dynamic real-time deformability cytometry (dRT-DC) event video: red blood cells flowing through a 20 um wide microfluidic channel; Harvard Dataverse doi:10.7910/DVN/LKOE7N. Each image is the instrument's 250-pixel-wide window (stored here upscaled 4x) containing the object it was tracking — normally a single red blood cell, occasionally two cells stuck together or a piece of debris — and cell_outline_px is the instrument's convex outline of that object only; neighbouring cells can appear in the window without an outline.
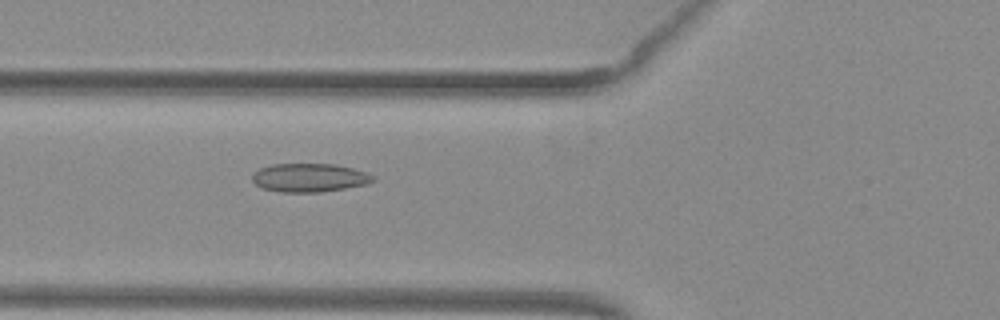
{"species": "common noctule bat (a hibernating species)", "species_latin": "Nyctalus noctula", "temperature_condition": "warm", "stored_images_in_passage": 45, "camera_frame_rate_fps": 3000, "um_per_image_px": 0.085, "animal": {"sex": "female", "body_mass_g": 29.2, "forearm_length_mm": 56.3}, "frame": {"image": 1, "passage_image": 13, "time_ms": 4.0, "image_size_px": [1000, 320], "cell_outline_px": [[376, 180], [368, 184], [320, 192], [280, 192], [260, 188], [252, 180], [252, 172], [260, 168], [272, 164], [336, 164], [352, 168], [376, 176]], "centroid_in_image_um": [26.29, 15.1], "position_along_channel_um": 99.5, "area_um2": 20.23}}
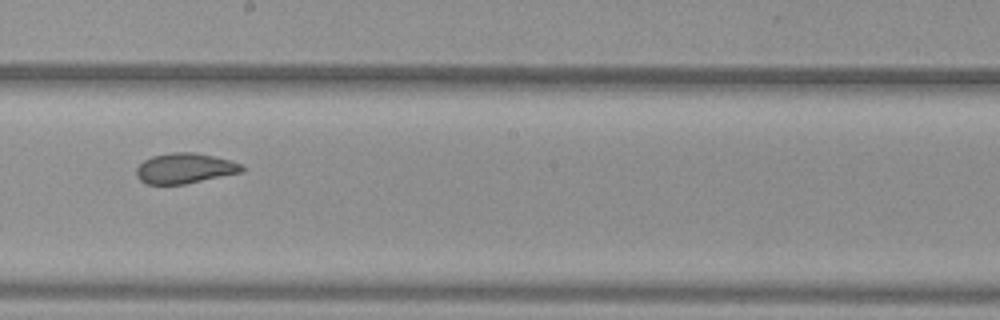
{"frame": {"image": 2, "passage_image": 23, "time_ms": 7.333, "image_size_px": [1000, 320], "cell_outline_px": [[244, 172], [184, 184], [144, 184], [136, 176], [136, 168], [144, 160], [152, 156], [172, 152], [196, 152], [232, 160], [244, 164]], "centroid_in_image_um": [15.74, 14.3], "position_along_channel_um": 232.5, "area_um2": 18.9}}
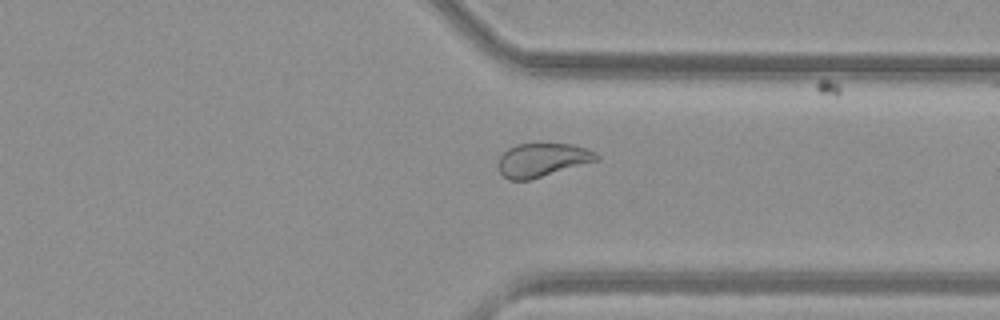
{"frame": {"image": 3, "passage_image": 33, "time_ms": 10.667, "image_size_px": [1000, 320], "cell_outline_px": [[600, 160], [528, 180], [508, 180], [500, 172], [496, 164], [500, 156], [508, 148], [516, 144], [572, 144], [596, 152], [600, 156]], "centroid_in_image_um": [46.09, 13.6], "position_along_channel_um": 365.3, "area_um2": 19.25}, "authors_computed_cell_mechanics": {"area_um2": 21.097, "velocity_mm_per_s": 3.9856, "shape_relaxation_time_tau1_ms": null, "shape_relaxation_time_tau2_ms": 1.1282, "deformation_change_tau1": null, "deformation_change_tau2": 0.0535}}